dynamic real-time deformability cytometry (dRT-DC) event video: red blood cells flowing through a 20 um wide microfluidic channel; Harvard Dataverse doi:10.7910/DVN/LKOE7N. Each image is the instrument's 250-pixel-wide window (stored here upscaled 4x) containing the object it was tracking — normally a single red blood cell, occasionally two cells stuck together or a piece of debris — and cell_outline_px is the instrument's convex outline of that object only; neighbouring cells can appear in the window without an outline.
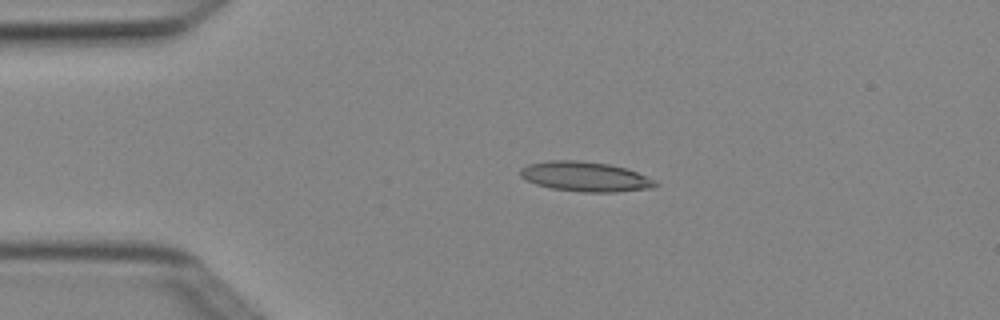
{"species": "Egyptian fruit bat (a non-hibernating species)", "species_latin": "Rousettus aegyptiacus", "temperature_condition": "cold", "stored_images_in_passage": 3, "camera_frame_rate_fps": 3000, "um_per_image_px": 0.085, "animal": {"sex": "female"}, "frame": {"image": 1, "passage_image": 2, "time_ms": 0.333, "image_size_px": [1000, 320], "cell_outline_px": [[660, 184], [652, 188], [616, 192], [584, 192], [552, 188], [536, 184], [520, 176], [520, 168], [528, 164], [548, 160], [576, 160], [608, 164], [628, 168]], "centroid_in_image_um": [49.73, 15.01], "position_along_channel_um": 35.3, "area_um2": 23.29}}